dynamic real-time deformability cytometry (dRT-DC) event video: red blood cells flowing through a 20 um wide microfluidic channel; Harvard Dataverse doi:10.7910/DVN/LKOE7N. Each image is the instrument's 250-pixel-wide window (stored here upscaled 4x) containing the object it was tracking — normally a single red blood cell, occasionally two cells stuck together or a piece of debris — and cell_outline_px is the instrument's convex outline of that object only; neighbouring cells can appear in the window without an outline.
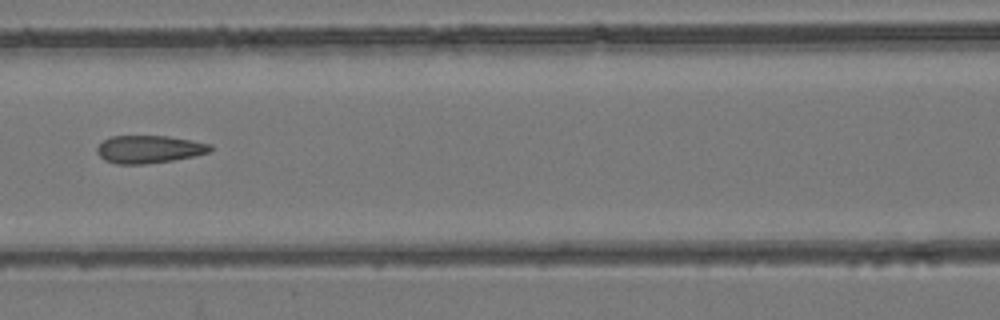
{"species": "common noctule bat (a hibernating species)", "species_latin": "Nyctalus noctula", "temperature_condition": "room temperature", "stored_images_in_passage": 7, "camera_frame_rate_fps": 3000, "um_per_image_px": 0.085, "animal": {"sex": "female", "body_mass_g": 24.6, "forearm_length_mm": 56.2}, "frame": {"image": 1, "passage_image": 6, "time_ms": 5.667, "image_size_px": [1000, 320], "cell_outline_px": [[212, 148], [208, 152], [192, 156], [172, 160], [144, 164], [116, 164], [104, 160], [96, 152], [96, 148], [104, 140], [112, 136], [164, 136], [192, 140], [212, 144]], "centroid_in_image_um": [12.64, 12.69], "position_along_channel_um": 154.0, "area_um2": 18.15}}
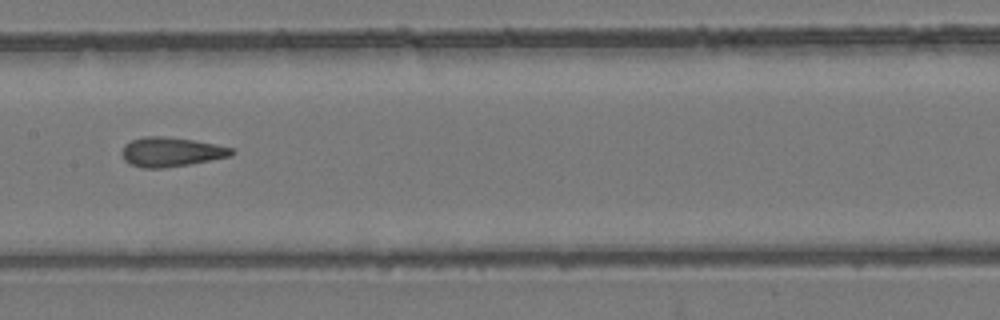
{"frame": {"image": 2, "passage_image": 7, "time_ms": 6.667, "image_size_px": [1000, 320], "cell_outline_px": [[236, 152], [232, 156], [188, 164], [164, 168], [144, 168], [128, 164], [124, 160], [120, 152], [124, 144], [132, 140], [144, 136], [164, 136], [192, 140], [216, 144], [232, 148]], "centroid_in_image_um": [14.51, 12.91], "position_along_channel_um": 192.9, "area_um2": 18.9}}